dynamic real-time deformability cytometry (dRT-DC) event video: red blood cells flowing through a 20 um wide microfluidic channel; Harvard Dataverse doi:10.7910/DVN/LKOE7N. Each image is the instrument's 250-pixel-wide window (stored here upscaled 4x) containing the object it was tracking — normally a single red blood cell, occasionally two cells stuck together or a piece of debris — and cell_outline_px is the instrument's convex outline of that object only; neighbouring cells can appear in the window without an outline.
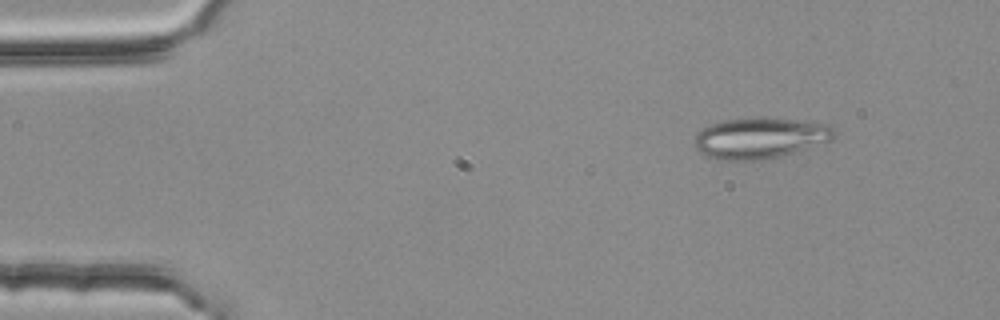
{"species": "common noctule bat (a hibernating species)", "species_latin": "Nyctalus noctula", "temperature_condition": "room temperature", "stored_images_in_passage": 5, "camera_frame_rate_fps": 3000, "um_per_image_px": 0.085, "animal": {"sex": "female", "body_mass_g": 25.1}, "frame": {"image": 1, "passage_image": 2, "time_ms": 0.333, "image_size_px": [1000, 320], "cell_outline_px": [[836, 136], [828, 140], [780, 156], [764, 160], [716, 160], [700, 152], [696, 148], [696, 136], [704, 128], [712, 124], [724, 120], [808, 120], [832, 124], [836, 128]], "centroid_in_image_um": [64.65, 11.76], "position_along_channel_um": 20.4, "area_um2": 32.31}}